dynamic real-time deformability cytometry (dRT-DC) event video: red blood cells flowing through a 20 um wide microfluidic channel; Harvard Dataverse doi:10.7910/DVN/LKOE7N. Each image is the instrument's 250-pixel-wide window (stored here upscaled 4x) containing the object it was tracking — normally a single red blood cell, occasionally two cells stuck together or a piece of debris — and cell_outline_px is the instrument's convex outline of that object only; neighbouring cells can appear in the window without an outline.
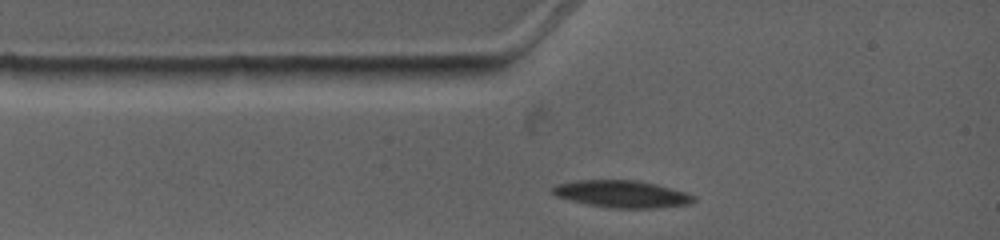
{"species": "common noctule bat (a hibernating species)", "species_latin": "Nyctalus noctula", "temperature_condition": "warm", "stored_images_in_passage": 3, "camera_frame_rate_fps": 4500, "um_per_image_px": 0.085, "animal": {"sex": "female", "body_mass_g": 19.0, "forearm_length_mm": 53.3}, "frame": {"image": 1, "passage_image": 1, "time_ms": 0.0, "image_size_px": [1000, 240], "cell_outline_px": [[696, 200], [692, 204], [656, 208], [612, 208], [588, 204], [556, 196], [548, 192], [556, 184], [576, 180], [636, 180], [656, 184], [684, 192], [696, 196]], "centroid_in_image_um": [52.86, 16.49], "position_along_channel_um": 32.1, "area_um2": 22.37}}
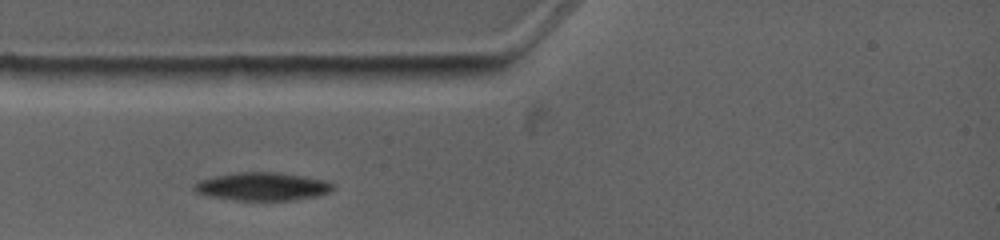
{"frame": {"image": 2, "passage_image": 2, "time_ms": 0.889, "image_size_px": [1000, 240], "cell_outline_px": [[332, 192], [320, 196], [296, 200], [236, 200], [212, 196], [196, 192], [192, 188], [192, 184], [200, 180], [216, 176], [240, 172], [276, 172], [324, 180], [332, 184]], "centroid_in_image_um": [22.31, 15.86], "position_along_channel_um": 62.7, "area_um2": 22.54}}
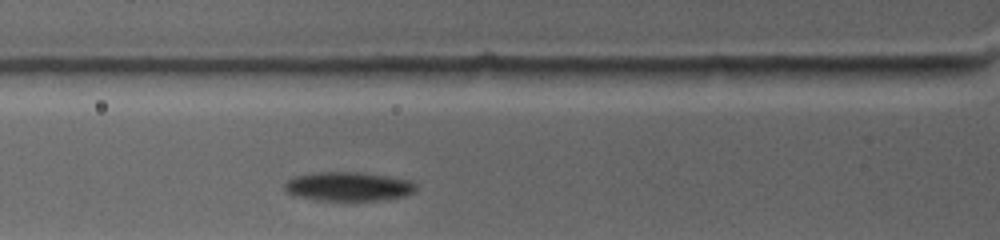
{"frame": {"image": 3, "passage_image": 3, "time_ms": 1.778, "image_size_px": [1000, 240], "cell_outline_px": [[416, 188], [412, 192], [404, 196], [384, 200], [316, 200], [292, 196], [284, 192], [284, 184], [288, 180], [296, 176], [320, 172], [356, 172], [384, 176], [408, 180], [416, 184]], "centroid_in_image_um": [29.54, 15.86], "position_along_channel_um": 96.3, "area_um2": 22.08}}